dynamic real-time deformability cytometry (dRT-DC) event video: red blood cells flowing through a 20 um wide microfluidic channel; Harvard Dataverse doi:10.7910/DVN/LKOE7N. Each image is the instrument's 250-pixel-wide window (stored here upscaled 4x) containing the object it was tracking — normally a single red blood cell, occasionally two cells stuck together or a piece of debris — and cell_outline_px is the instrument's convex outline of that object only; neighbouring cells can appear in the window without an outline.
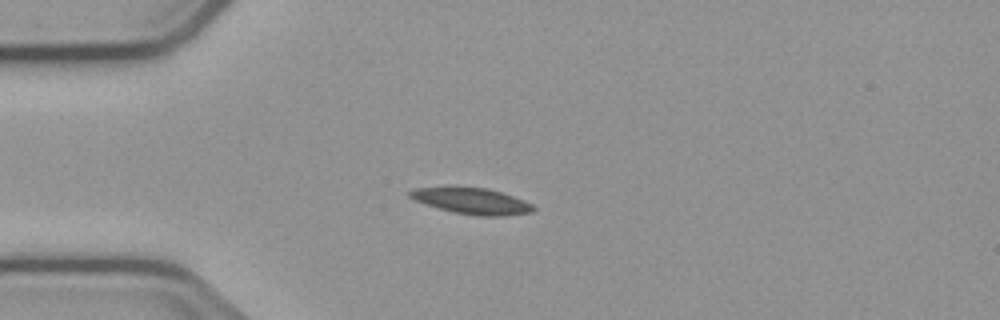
{"species": "common noctule bat (a hibernating species)", "species_latin": "Nyctalus noctula", "temperature_condition": "cold", "stored_images_in_passage": 55, "camera_frame_rate_fps": 3000, "um_per_image_px": 0.085, "animal": {"sex": "male", "body_mass_g": 23.1, "forearm_length_mm": 52.7}, "frame": {"image": 1, "passage_image": 14, "time_ms": 4.333, "image_size_px": [1000, 320], "cell_outline_px": [[536, 208], [532, 212], [504, 216], [480, 216], [456, 212], [440, 208], [416, 200], [408, 196], [408, 192], [416, 188], [488, 188], [524, 200], [532, 204]], "centroid_in_image_um": [40.18, 17.1], "position_along_channel_um": 44.8, "area_um2": 18.15}}
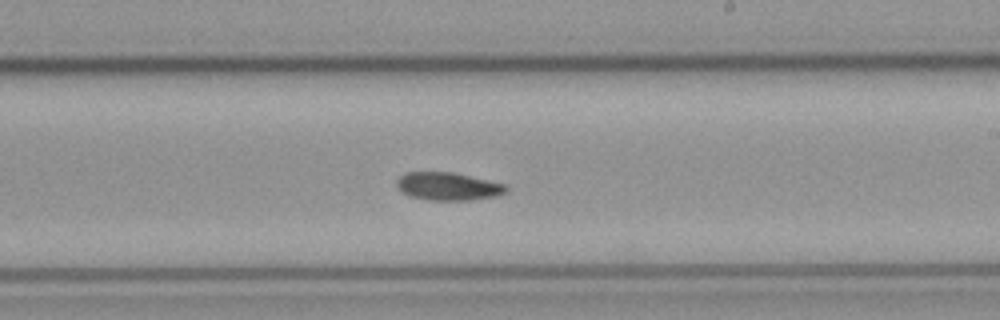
{"frame": {"image": 2, "passage_image": 32, "time_ms": 10.333, "image_size_px": [1000, 320], "cell_outline_px": [[508, 192], [496, 196], [472, 200], [428, 200], [408, 196], [396, 184], [396, 180], [400, 176], [408, 172], [452, 172], [508, 184]], "centroid_in_image_um": [38.14, 15.84], "position_along_channel_um": 250.9, "area_um2": 17.92}}
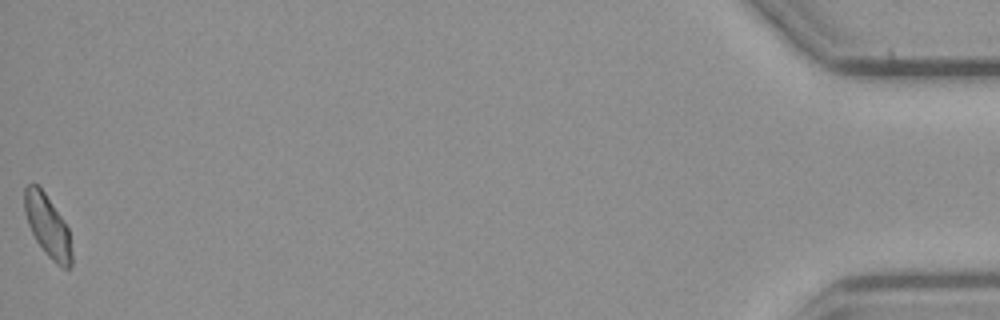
{"frame": {"image": 3, "passage_image": 55, "time_ms": 18.0, "image_size_px": [1000, 320], "cell_outline_px": [[72, 264], [68, 268], [64, 268], [56, 264], [48, 256], [36, 240], [28, 224], [24, 212], [24, 188], [28, 184], [36, 184], [44, 192], [68, 228], [72, 252]], "centroid_in_image_um": [4.04, 19.22], "position_along_channel_um": 431.2, "area_um2": 16.82}, "authors_computed_cell_mechanics": {"area_um2": 17.918, "velocity_mm_per_s": 3.7284, "shape_relaxation_time_tau1_ms": 10.2852, "shape_relaxation_time_tau2_ms": null, "deformation_change_tau1": 0.1638, "deformation_change_tau2": null}}